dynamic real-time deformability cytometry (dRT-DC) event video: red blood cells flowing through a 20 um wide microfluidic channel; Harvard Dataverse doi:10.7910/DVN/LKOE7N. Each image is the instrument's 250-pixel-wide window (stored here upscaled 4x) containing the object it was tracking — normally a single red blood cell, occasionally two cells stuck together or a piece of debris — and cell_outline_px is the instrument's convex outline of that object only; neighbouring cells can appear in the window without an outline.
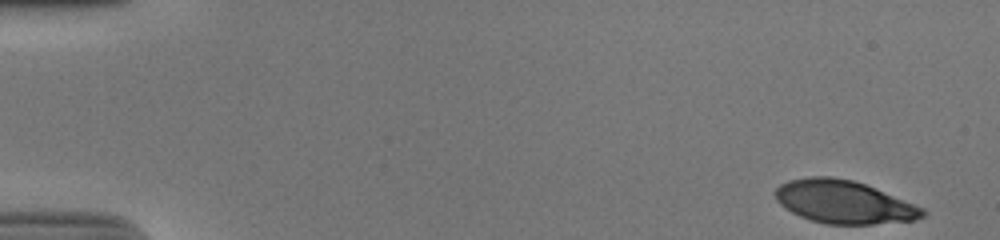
{"species": "human", "species_latin": "Homo sapiens", "temperature_condition": "cold", "stored_images_in_passage": 52, "camera_frame_rate_fps": 3000, "um_per_image_px": 0.085, "donor": {"sex": "male"}, "frame": {"image": 1, "passage_image": 1, "time_ms": 0.0, "image_size_px": [1000, 240], "cell_outline_px": [[928, 212], [924, 216], [916, 220], [872, 224], [824, 224], [800, 216], [784, 208], [776, 200], [776, 188], [780, 184], [788, 180], [812, 176], [832, 176], [852, 180], [864, 184], [924, 208]], "centroid_in_image_um": [71.72, 17.17], "position_along_channel_um": 13.3, "area_um2": 36.76}}
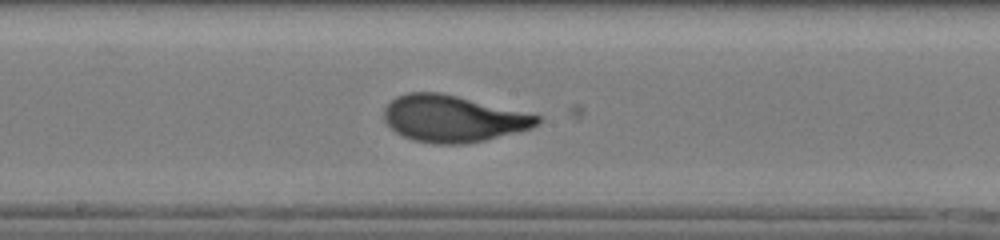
{"frame": {"image": 2, "passage_image": 28, "time_ms": 9.0, "image_size_px": [1000, 240], "cell_outline_px": [[544, 120], [540, 124], [532, 128], [484, 140], [464, 144], [436, 144], [412, 140], [396, 132], [384, 120], [384, 108], [396, 96], [408, 92], [440, 92], [540, 116]], "centroid_in_image_um": [38.49, 10.09], "position_along_channel_um": 209.7, "area_um2": 41.38}}
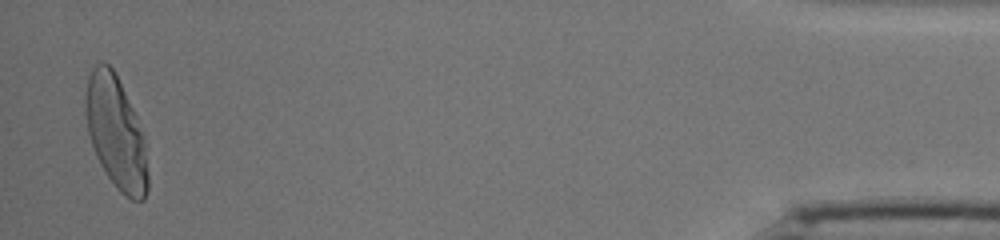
{"frame": {"image": 3, "passage_image": 51, "time_ms": 16.667, "image_size_px": [1000, 240], "cell_outline_px": [[148, 188], [144, 200], [132, 200], [124, 196], [120, 192], [108, 176], [96, 156], [88, 132], [84, 112], [84, 96], [88, 76], [92, 68], [96, 64], [104, 60], [112, 68], [136, 116], [144, 136], [148, 176]], "centroid_in_image_um": [9.84, 11.27], "position_along_channel_um": 425.4, "area_um2": 40.69}, "authors_computed_cell_mechanics": {"area_um2": 40.171, "velocity_mm_per_s": 3.8316, "shape_relaxation_time_tau1_ms": 3.6038, "shape_relaxation_time_tau2_ms": null, "deformation_change_tau1": 0.2125, "deformation_change_tau2": null}}